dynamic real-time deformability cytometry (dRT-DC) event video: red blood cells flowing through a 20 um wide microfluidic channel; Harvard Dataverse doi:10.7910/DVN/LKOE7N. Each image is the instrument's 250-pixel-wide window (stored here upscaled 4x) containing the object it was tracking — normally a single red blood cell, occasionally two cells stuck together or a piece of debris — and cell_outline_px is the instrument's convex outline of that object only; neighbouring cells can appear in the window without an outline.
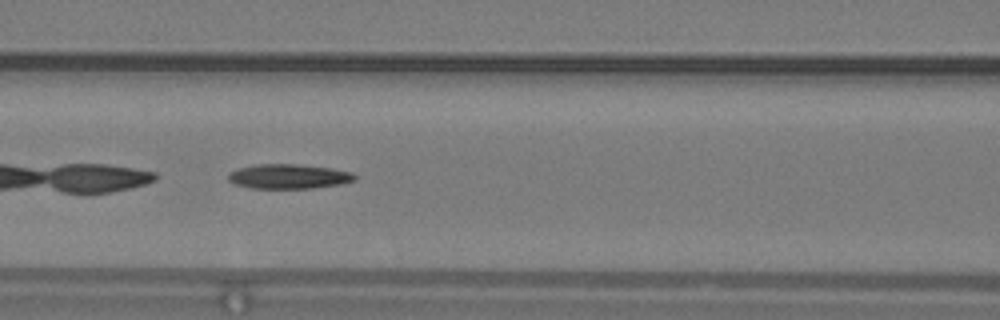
{"species": "common noctule bat (a hibernating species)", "species_latin": "Nyctalus noctula", "temperature_condition": "warm", "stored_images_in_passage": 33, "camera_frame_rate_fps": 3000, "um_per_image_px": 0.085, "animal": {"sex": "male", "body_mass_g": 19.2, "forearm_length_mm": 51.8}, "frame": {"image": 1, "passage_image": 6, "time_ms": 1.667, "image_size_px": [1000, 320], "cell_outline_px": [[356, 180], [340, 184], [312, 188], [252, 188], [232, 184], [228, 180], [228, 172], [240, 168], [256, 164], [296, 164], [332, 168], [352, 172], [356, 176]], "centroid_in_image_um": [24.52, 14.99], "position_along_channel_um": 142.1, "area_um2": 18.21}}
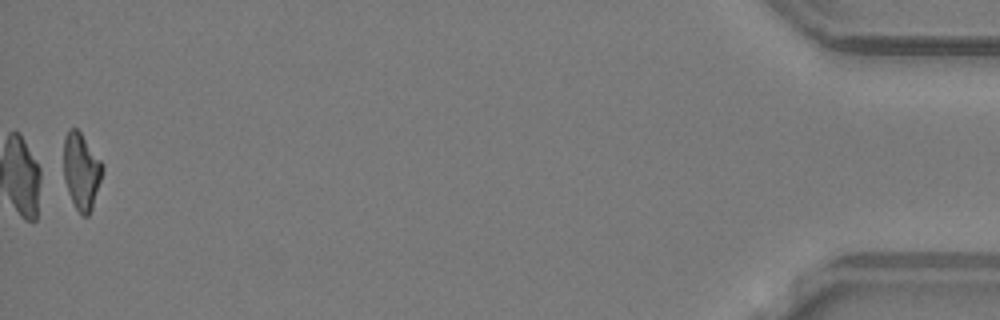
{"frame": {"image": 2, "passage_image": 33, "time_ms": 10.667, "image_size_px": [1000, 320], "cell_outline_px": [[104, 172], [92, 208], [88, 216], [84, 216], [76, 208], [68, 192], [64, 180], [64, 136], [68, 128], [76, 128], [80, 132], [104, 164]], "centroid_in_image_um": [6.93, 14.53], "position_along_channel_um": 428.3, "area_um2": 17.4}, "authors_computed_cell_mechanics": {"area_um2": 18.207, "velocity_mm_per_s": 4.2369, "shape_relaxation_time_tau1_ms": 8.7547, "shape_relaxation_time_tau2_ms": 7.1442, "deformation_change_tau1": 0.2379, "deformation_change_tau2": 0.2099}}